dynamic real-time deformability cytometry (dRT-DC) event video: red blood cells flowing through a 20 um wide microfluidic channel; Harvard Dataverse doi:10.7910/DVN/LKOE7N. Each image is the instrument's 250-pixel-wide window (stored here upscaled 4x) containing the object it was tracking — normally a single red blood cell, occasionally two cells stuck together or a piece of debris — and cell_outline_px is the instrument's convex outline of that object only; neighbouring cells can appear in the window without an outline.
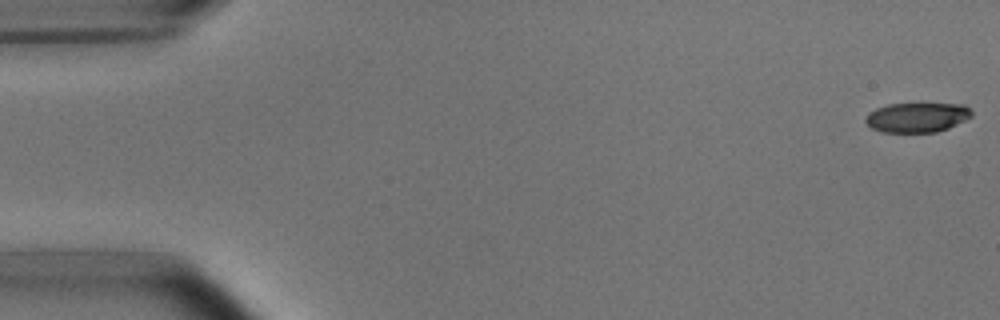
{"species": "common noctule bat (a hibernating species)", "species_latin": "Nyctalus noctula", "temperature_condition": "room temperature", "stored_images_in_passage": 6, "segment_of_instrument_passage": [1, 2], "camera_frame_rate_fps": 3000, "um_per_image_px": 0.085, "animal": {"sex": "male", "body_mass_g": 15.6}, "frame": {"image": 1, "passage_image": 1, "time_ms": 0.0, "image_size_px": [1000, 320], "cell_outline_px": [[972, 116], [948, 128], [936, 132], [880, 132], [872, 128], [864, 120], [868, 112], [876, 108], [888, 104], [964, 104], [972, 112]], "centroid_in_image_um": [77.92, 9.98], "position_along_channel_um": 7.1, "area_um2": 18.26}}
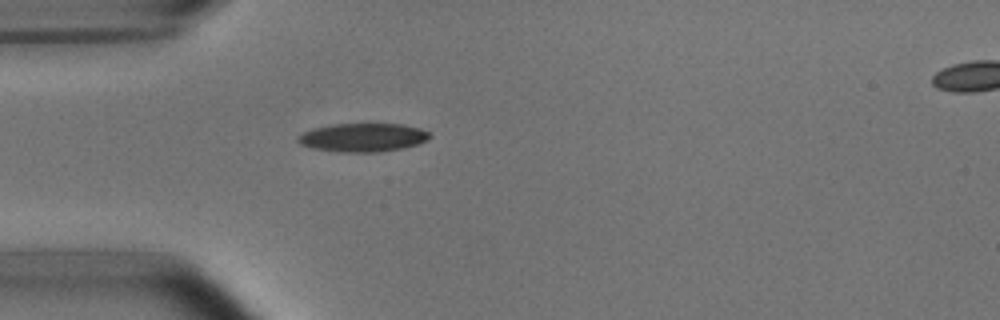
{"frame": {"image": 2, "passage_image": 5, "time_ms": 1.333, "image_size_px": [1000, 320], "cell_outline_px": [[432, 136], [428, 140], [404, 148], [380, 152], [340, 152], [312, 148], [300, 144], [296, 140], [296, 136], [312, 128], [332, 124], [404, 124], [420, 128], [428, 132]], "centroid_in_image_um": [30.83, 11.68], "position_along_channel_um": 54.2, "area_um2": 22.08}}